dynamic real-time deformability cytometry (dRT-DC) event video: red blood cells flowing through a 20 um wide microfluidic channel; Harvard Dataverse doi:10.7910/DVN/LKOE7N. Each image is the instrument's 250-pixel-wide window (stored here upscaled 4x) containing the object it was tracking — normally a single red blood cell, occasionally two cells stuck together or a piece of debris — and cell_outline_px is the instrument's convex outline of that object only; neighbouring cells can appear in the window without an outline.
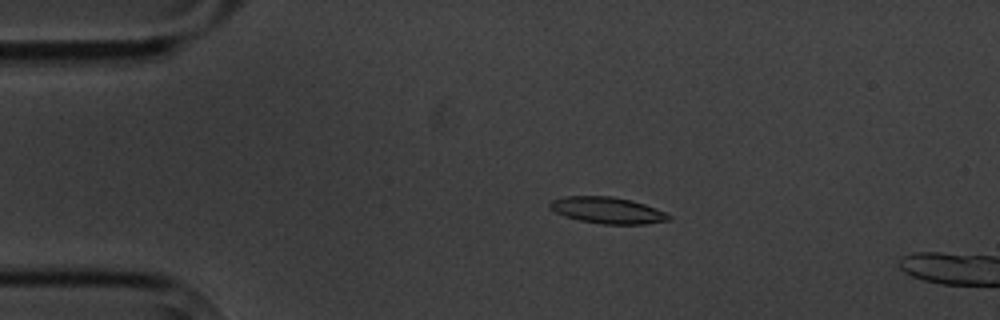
{"species": "common noctule bat (a hibernating species)", "species_latin": "Nyctalus noctula", "temperature_condition": "cold", "stored_images_in_passage": 6, "camera_frame_rate_fps": 3000, "um_per_image_px": 0.085, "animal": {"sex": "male", "body_mass_g": 20.1, "forearm_length_mm": 53.5}, "frame": {"image": 1, "passage_image": 4, "time_ms": 3.333, "image_size_px": [1000, 320], "cell_outline_px": [[672, 216], [668, 220], [644, 224], [604, 224], [580, 220], [564, 216], [548, 208], [548, 204], [552, 200], [564, 196], [612, 196], [632, 200], [656, 208]], "centroid_in_image_um": [51.6, 17.86], "position_along_channel_um": 33.4, "area_um2": 18.26}}